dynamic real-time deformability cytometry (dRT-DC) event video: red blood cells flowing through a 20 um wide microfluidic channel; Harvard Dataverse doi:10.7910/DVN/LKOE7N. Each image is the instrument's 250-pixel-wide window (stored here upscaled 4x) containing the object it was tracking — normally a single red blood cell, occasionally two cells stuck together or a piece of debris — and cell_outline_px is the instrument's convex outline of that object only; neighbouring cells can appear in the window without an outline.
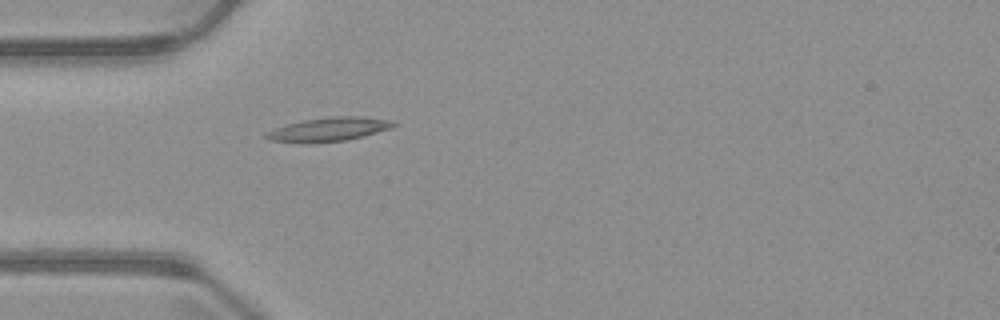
{"species": "common noctule bat (a hibernating species)", "species_latin": "Nyctalus noctula", "temperature_condition": "warm", "stored_images_in_passage": 3, "camera_frame_rate_fps": 3000, "um_per_image_px": 0.085, "animal": {"sex": "male", "body_mass_g": 23.1, "forearm_length_mm": 52.7}, "frame": {"image": 1, "passage_image": 3, "time_ms": 3.667, "image_size_px": [1000, 320], "cell_outline_px": [[396, 124], [392, 128], [364, 136], [344, 140], [268, 140], [260, 136], [276, 128], [300, 120], [332, 116], [364, 116], [388, 120]], "centroid_in_image_um": [28.01, 10.93], "position_along_channel_um": 57.0, "area_um2": 16.76}}